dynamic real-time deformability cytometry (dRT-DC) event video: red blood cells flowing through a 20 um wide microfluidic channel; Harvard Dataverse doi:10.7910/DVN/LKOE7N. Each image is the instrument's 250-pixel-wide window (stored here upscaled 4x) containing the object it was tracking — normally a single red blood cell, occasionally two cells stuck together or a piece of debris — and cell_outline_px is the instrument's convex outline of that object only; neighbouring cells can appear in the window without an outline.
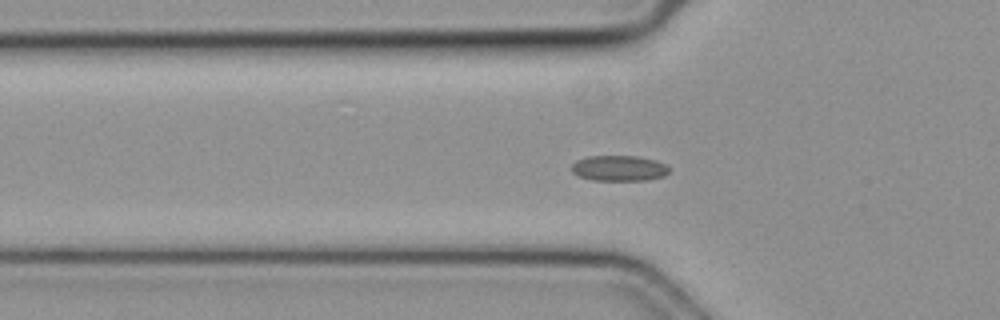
{"species": "common noctule bat (a hibernating species)", "species_latin": "Nyctalus noctula", "temperature_condition": "cold", "stored_images_in_passage": 31, "camera_frame_rate_fps": 3000, "um_per_image_px": 0.085, "animal": {"sex": "female", "body_mass_g": 19.3, "forearm_length_mm": 54.1}, "frame": {"image": 1, "passage_image": 2, "time_ms": 0.333, "image_size_px": [1000, 320], "cell_outline_px": [[668, 172], [664, 176], [648, 180], [592, 180], [580, 176], [572, 172], [572, 164], [576, 160], [588, 156], [636, 156], [656, 160], [664, 164], [668, 168]], "centroid_in_image_um": [52.6, 14.3], "position_along_channel_um": 73.2, "area_um2": 14.45}}
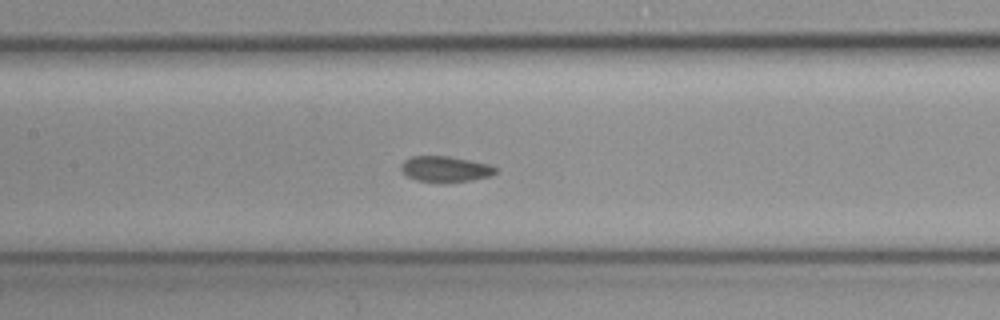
{"frame": {"image": 2, "passage_image": 9, "time_ms": 2.667, "image_size_px": [1000, 320], "cell_outline_px": [[496, 172], [488, 176], [472, 180], [416, 180], [400, 172], [400, 164], [404, 160], [412, 156], [448, 156], [488, 164], [496, 168]], "centroid_in_image_um": [37.78, 14.33], "position_along_channel_um": 169.6, "area_um2": 13.58}}
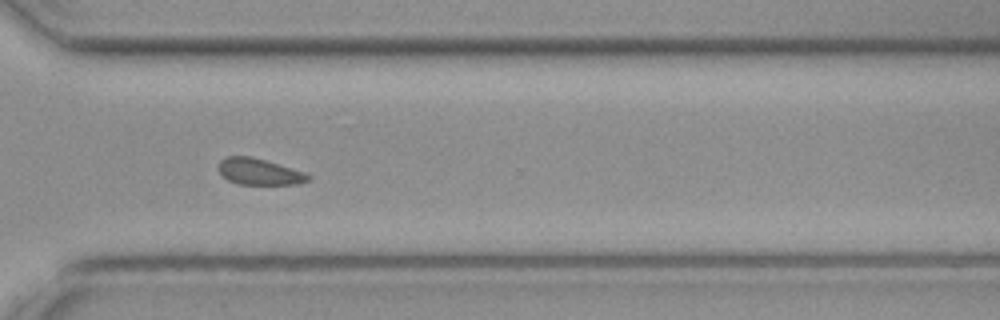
{"frame": {"image": 3, "passage_image": 22, "time_ms": 7.0, "image_size_px": [1000, 320], "cell_outline_px": [[312, 180], [300, 184], [236, 184], [228, 180], [220, 172], [220, 160], [228, 156], [252, 156], [304, 172], [312, 176]], "centroid_in_image_um": [22.09, 14.6], "position_along_channel_um": 348.5, "area_um2": 13.7}}